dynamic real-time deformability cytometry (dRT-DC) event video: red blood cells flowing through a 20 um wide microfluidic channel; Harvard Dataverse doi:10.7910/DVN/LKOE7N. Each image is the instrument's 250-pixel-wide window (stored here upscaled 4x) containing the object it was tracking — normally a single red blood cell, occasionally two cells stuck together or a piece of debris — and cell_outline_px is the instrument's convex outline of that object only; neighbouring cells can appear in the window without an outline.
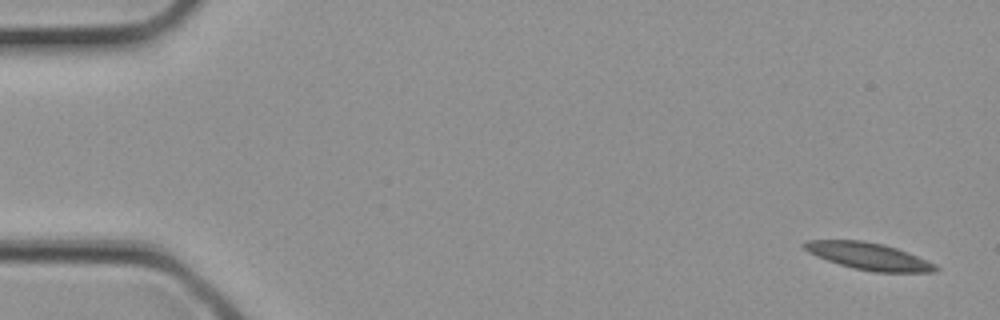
{"species": "common noctule bat (a hibernating species)", "species_latin": "Nyctalus noctula", "temperature_condition": "cold", "stored_images_in_passage": 3, "camera_frame_rate_fps": 3000, "um_per_image_px": 0.085, "animal": {"sex": "female", "body_mass_g": 21.9}, "frame": {"image": 1, "passage_image": 1, "time_ms": 0.0, "image_size_px": [1000, 320], "cell_outline_px": [[940, 268], [936, 272], [876, 272], [856, 268], [840, 264], [816, 256], [808, 252], [800, 244], [808, 240], [860, 240], [884, 244], [908, 252], [936, 264]], "centroid_in_image_um": [73.86, 21.77], "position_along_channel_um": 11.1, "area_um2": 20.58}}
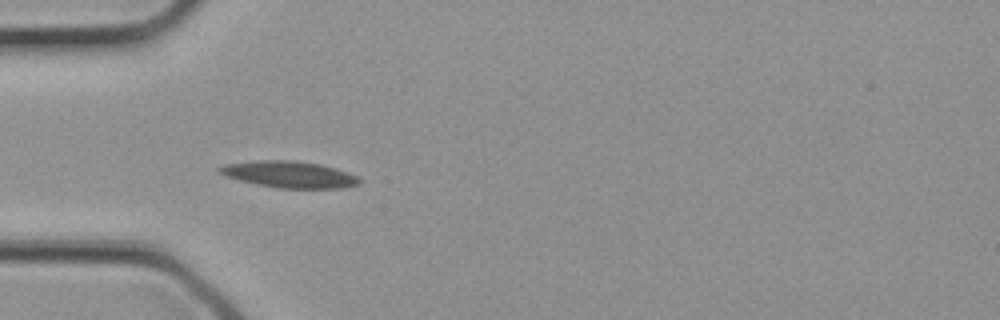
{"frame": {"image": 2, "passage_image": 3, "time_ms": 0.667, "image_size_px": [1000, 320], "cell_outline_px": [[360, 184], [344, 188], [276, 188], [256, 184], [240, 180], [216, 172], [216, 168], [224, 164], [256, 160], [292, 160], [320, 164], [336, 168], [348, 172], [356, 176], [360, 180]], "centroid_in_image_um": [24.57, 14.82], "position_along_channel_um": 60.4, "area_um2": 21.73}}